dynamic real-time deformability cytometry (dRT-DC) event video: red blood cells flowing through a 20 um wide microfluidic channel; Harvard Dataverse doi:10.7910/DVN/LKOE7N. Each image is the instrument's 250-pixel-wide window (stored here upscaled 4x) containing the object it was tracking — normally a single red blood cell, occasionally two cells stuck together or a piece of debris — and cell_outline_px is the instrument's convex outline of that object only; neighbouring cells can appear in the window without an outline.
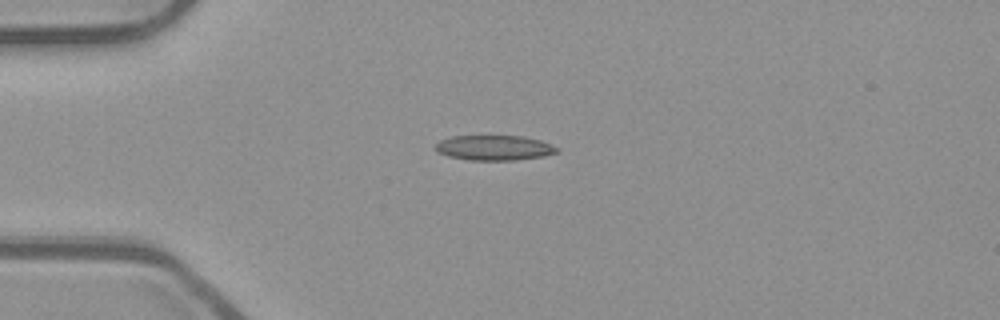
{"species": "common noctule bat (a hibernating species)", "species_latin": "Nyctalus noctula", "temperature_condition": "room temperature", "stored_images_in_passage": 40, "camera_frame_rate_fps": 3000, "um_per_image_px": 0.085, "animal": {"sex": "male", "body_mass_g": 23.1, "forearm_length_mm": 52.7}, "frame": {"image": 1, "passage_image": 1, "time_ms": 0.0, "image_size_px": [1000, 320], "cell_outline_px": [[560, 152], [544, 156], [512, 160], [468, 160], [448, 156], [440, 152], [436, 148], [436, 144], [440, 140], [452, 136], [524, 136], [540, 140], [560, 148]], "centroid_in_image_um": [42.06, 12.56], "position_along_channel_um": 42.9, "area_um2": 17.69}}
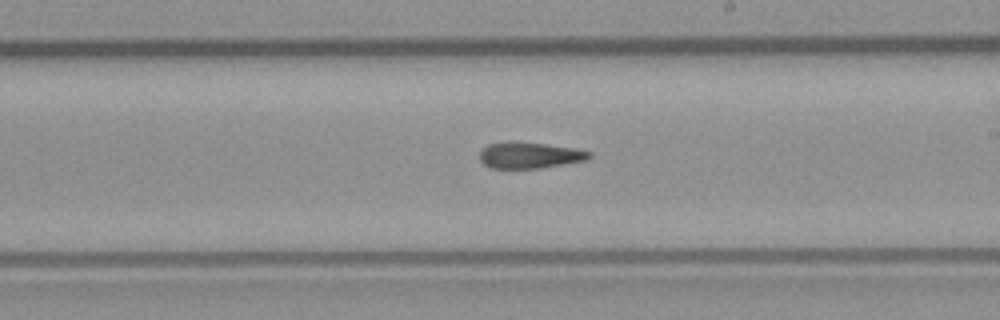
{"frame": {"image": 2, "passage_image": 18, "time_ms": 5.667, "image_size_px": [1000, 320], "cell_outline_px": [[592, 156], [588, 160], [540, 168], [492, 168], [484, 164], [480, 160], [480, 152], [488, 144], [508, 140], [544, 144], [576, 148], [592, 152]], "centroid_in_image_um": [45.04, 13.18], "position_along_channel_um": 244.0, "area_um2": 16.88}}
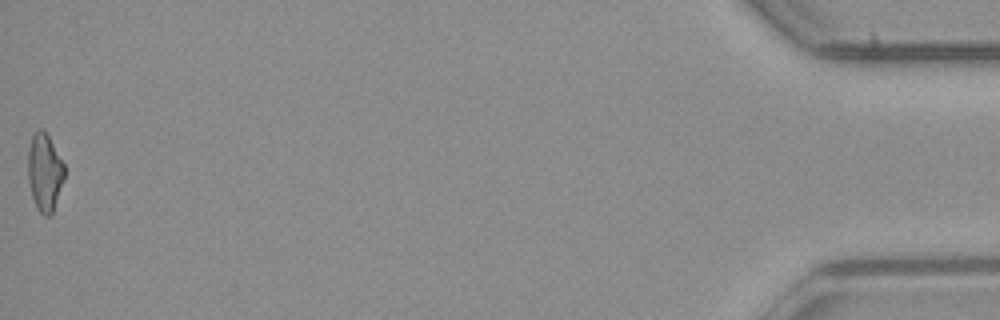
{"frame": {"image": 3, "passage_image": 40, "time_ms": 13.0, "image_size_px": [1000, 320], "cell_outline_px": [[64, 180], [52, 212], [48, 216], [44, 216], [40, 212], [32, 196], [28, 180], [28, 148], [32, 136], [40, 128], [44, 128], [64, 164]], "centroid_in_image_um": [3.79, 14.61], "position_along_channel_um": 431.4, "area_um2": 16.3}, "authors_computed_cell_mechanics": {"area_um2": 17.2533, "velocity_mm_per_s": 3.9572, "shape_relaxation_time_tau1_ms": null, "shape_relaxation_time_tau2_ms": 5.1605, "deformation_change_tau1": null, "deformation_change_tau2": 0.137}}